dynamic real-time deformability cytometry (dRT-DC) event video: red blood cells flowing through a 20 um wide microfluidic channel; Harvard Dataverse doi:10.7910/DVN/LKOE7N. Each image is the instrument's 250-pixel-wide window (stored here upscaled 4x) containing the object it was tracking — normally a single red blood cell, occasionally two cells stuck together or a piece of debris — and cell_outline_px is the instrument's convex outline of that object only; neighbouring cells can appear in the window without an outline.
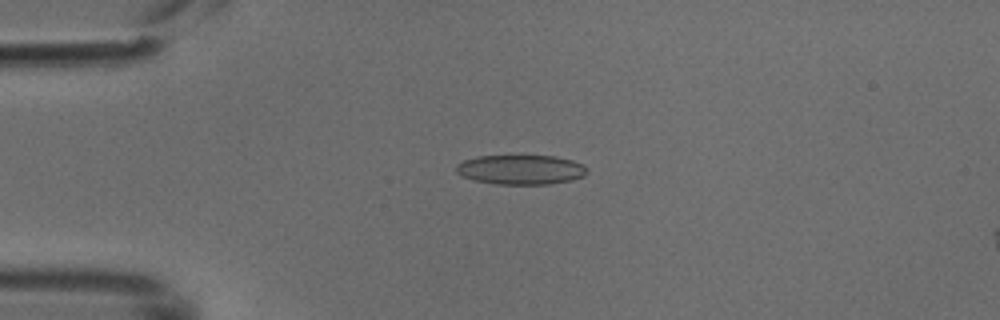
{"species": "common noctule bat (a hibernating species)", "species_latin": "Nyctalus noctula", "temperature_condition": "cold", "stored_images_in_passage": 5, "camera_frame_rate_fps": 3000, "um_per_image_px": 0.085, "animal": {"sex": "male", "body_mass_g": 18.8}, "frame": {"image": 1, "passage_image": 4, "time_ms": 1.0, "image_size_px": [1000, 320], "cell_outline_px": [[588, 172], [584, 176], [572, 180], [552, 184], [496, 184], [476, 180], [460, 176], [456, 172], [456, 164], [464, 160], [476, 156], [556, 156], [572, 160], [588, 168]], "centroid_in_image_um": [44.27, 14.42], "position_along_channel_um": 40.7, "area_um2": 22.66}}